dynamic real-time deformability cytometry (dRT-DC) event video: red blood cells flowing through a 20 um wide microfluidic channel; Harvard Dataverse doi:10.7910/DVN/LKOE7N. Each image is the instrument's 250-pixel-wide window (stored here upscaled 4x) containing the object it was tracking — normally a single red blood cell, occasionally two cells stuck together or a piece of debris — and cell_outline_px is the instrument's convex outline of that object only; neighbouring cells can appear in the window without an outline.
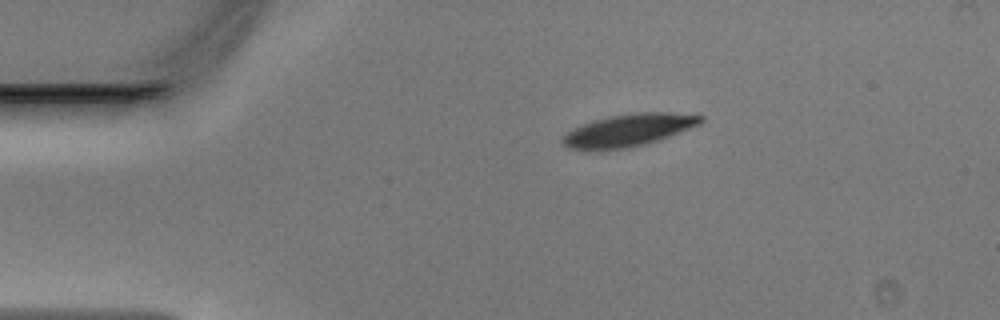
{"species": "Egyptian fruit bat (a non-hibernating species)", "species_latin": "Rousettus aegyptiacus", "temperature_condition": "warm", "stored_images_in_passage": 40, "camera_frame_rate_fps": 3000, "um_per_image_px": 0.085, "animal": {"sex": "male"}, "frame": {"image": 1, "passage_image": 1, "time_ms": 0.0, "image_size_px": [1000, 320], "cell_outline_px": [[704, 120], [700, 124], [668, 136], [644, 144], [624, 148], [596, 152], [568, 148], [560, 140], [568, 132], [584, 124], [596, 120], [612, 116], [640, 112], [668, 112], [704, 116]], "centroid_in_image_um": [53.4, 11.09], "position_along_channel_um": 31.6, "area_um2": 25.72}}
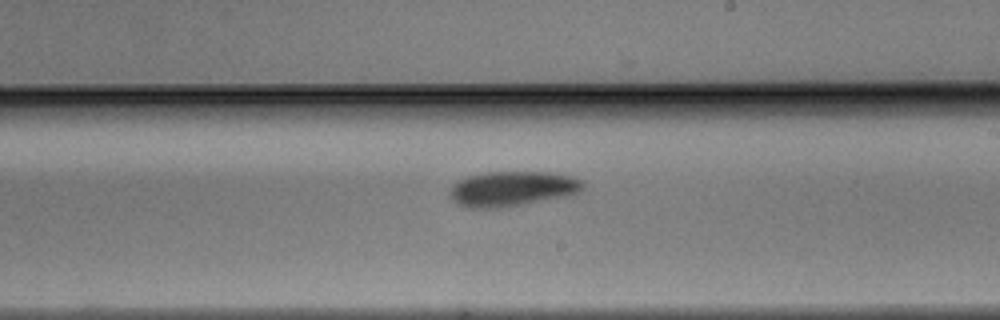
{"frame": {"image": 2, "passage_image": 20, "time_ms": 6.333, "image_size_px": [1000, 320], "cell_outline_px": [[584, 188], [580, 192], [568, 196], [500, 208], [468, 208], [452, 200], [448, 192], [460, 180], [468, 176], [488, 172], [556, 172], [572, 176], [584, 180]], "centroid_in_image_um": [43.61, 16.04], "position_along_channel_um": 245.4, "area_um2": 27.28}}
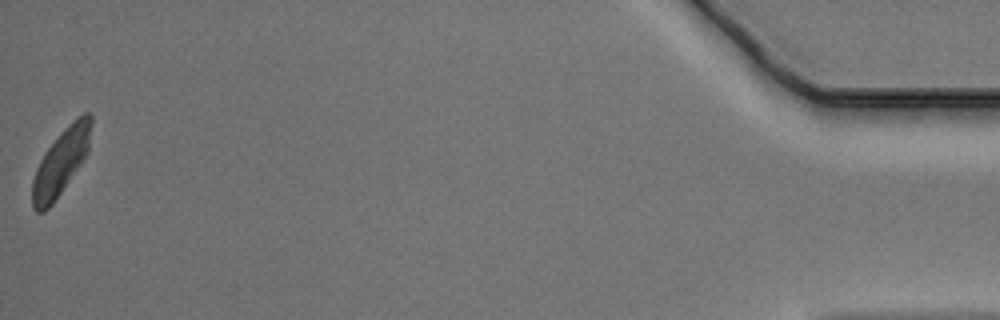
{"frame": {"image": 3, "passage_image": 40, "time_ms": 13.0, "image_size_px": [1000, 320], "cell_outline_px": [[92, 124], [88, 152], [80, 164], [52, 204], [44, 212], [36, 212], [32, 208], [32, 180], [36, 168], [44, 152], [76, 116], [84, 112], [88, 112], [92, 116]], "centroid_in_image_um": [5.17, 13.76], "position_along_channel_um": 430.0, "area_um2": 22.31}}